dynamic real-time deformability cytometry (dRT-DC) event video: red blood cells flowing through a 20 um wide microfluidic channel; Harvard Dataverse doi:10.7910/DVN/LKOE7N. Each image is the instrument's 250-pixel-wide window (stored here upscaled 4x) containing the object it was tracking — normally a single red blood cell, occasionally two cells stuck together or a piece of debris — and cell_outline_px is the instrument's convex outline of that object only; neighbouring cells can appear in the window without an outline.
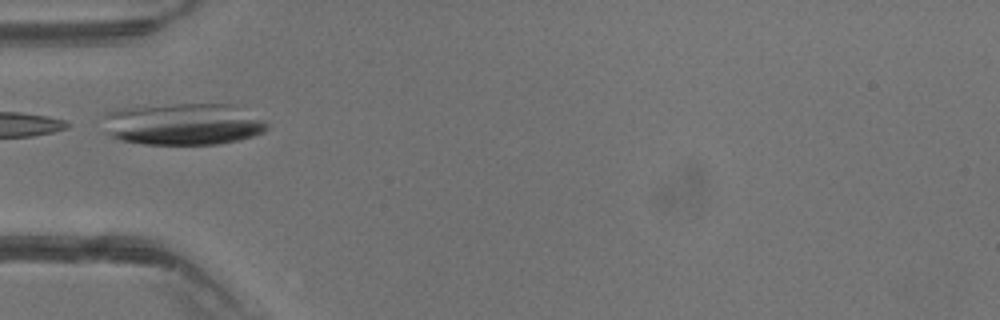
{"species": "common noctule bat (a hibernating species)", "species_latin": "Nyctalus noctula", "temperature_condition": "warm", "stored_images_in_passage": 3, "camera_frame_rate_fps": 3000, "um_per_image_px": 0.085, "animal": {"sex": "male", "body_mass_g": 13.3}, "frame": {"image": 1, "passage_image": 1, "time_ms": 0.0, "image_size_px": [1000, 320], "cell_outline_px": [[268, 128], [264, 132], [240, 140], [216, 144], [144, 144], [120, 140], [104, 132], [104, 116], [108, 112], [120, 108], [176, 104], [228, 104], [264, 120], [268, 124]], "centroid_in_image_um": [15.53, 10.56], "position_along_channel_um": 69.5, "area_um2": 39.77}}